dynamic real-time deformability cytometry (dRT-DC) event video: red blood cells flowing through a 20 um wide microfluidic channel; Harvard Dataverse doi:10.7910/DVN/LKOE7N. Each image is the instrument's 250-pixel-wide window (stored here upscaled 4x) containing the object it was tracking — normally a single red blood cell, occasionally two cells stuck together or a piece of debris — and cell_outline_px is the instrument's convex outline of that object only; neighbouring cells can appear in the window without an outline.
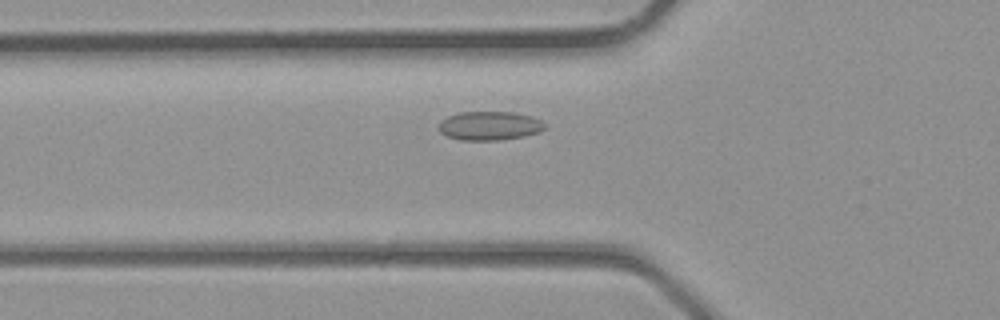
{"species": "common noctule bat (a hibernating species)", "species_latin": "Nyctalus noctula", "temperature_condition": "room temperature", "stored_images_in_passage": 33, "camera_frame_rate_fps": 3000, "um_per_image_px": 0.085, "animal": {"sex": "male", "body_mass_g": 23.1, "forearm_length_mm": 52.7}, "frame": {"image": 1, "passage_image": 8, "time_ms": 2.333, "image_size_px": [1000, 320], "cell_outline_px": [[544, 128], [540, 132], [524, 136], [500, 140], [460, 140], [448, 136], [440, 132], [440, 120], [448, 116], [460, 112], [512, 112], [532, 116], [540, 120], [544, 124]], "centroid_in_image_um": [41.61, 10.69], "position_along_channel_um": 84.2, "area_um2": 17.74}}
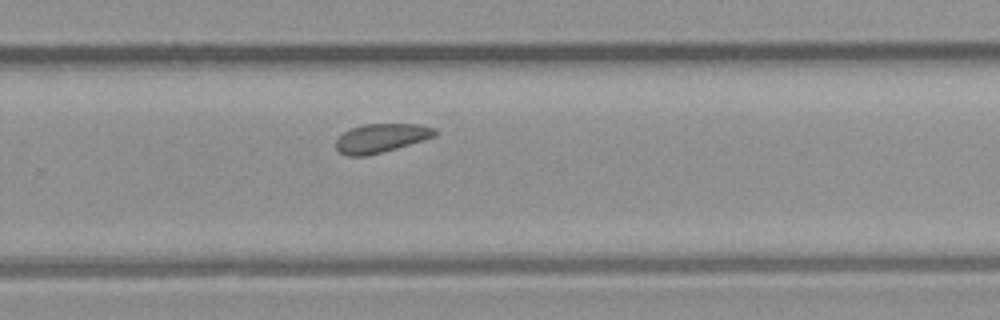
{"frame": {"image": 2, "passage_image": 20, "time_ms": 6.333, "image_size_px": [1000, 320], "cell_outline_px": [[436, 136], [424, 140], [368, 156], [348, 156], [340, 152], [336, 148], [336, 140], [344, 132], [352, 128], [364, 124], [420, 124], [436, 128]], "centroid_in_image_um": [32.41, 11.74], "position_along_channel_um": 297.4, "area_um2": 16.59}}
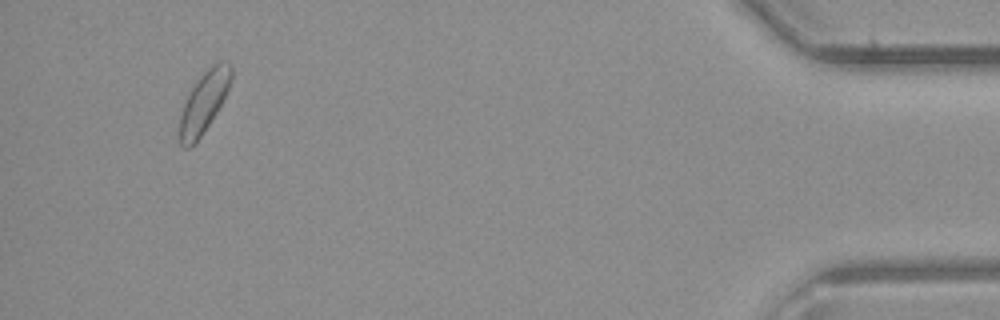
{"frame": {"image": 3, "passage_image": 31, "time_ms": 10.0, "image_size_px": [1000, 320], "cell_outline_px": [[232, 80], [216, 112], [200, 136], [188, 148], [184, 148], [180, 144], [180, 116], [184, 104], [196, 80], [212, 64], [220, 60], [228, 60], [232, 68]], "centroid_in_image_um": [17.35, 8.61], "position_along_channel_um": 417.8, "area_um2": 17.86}}